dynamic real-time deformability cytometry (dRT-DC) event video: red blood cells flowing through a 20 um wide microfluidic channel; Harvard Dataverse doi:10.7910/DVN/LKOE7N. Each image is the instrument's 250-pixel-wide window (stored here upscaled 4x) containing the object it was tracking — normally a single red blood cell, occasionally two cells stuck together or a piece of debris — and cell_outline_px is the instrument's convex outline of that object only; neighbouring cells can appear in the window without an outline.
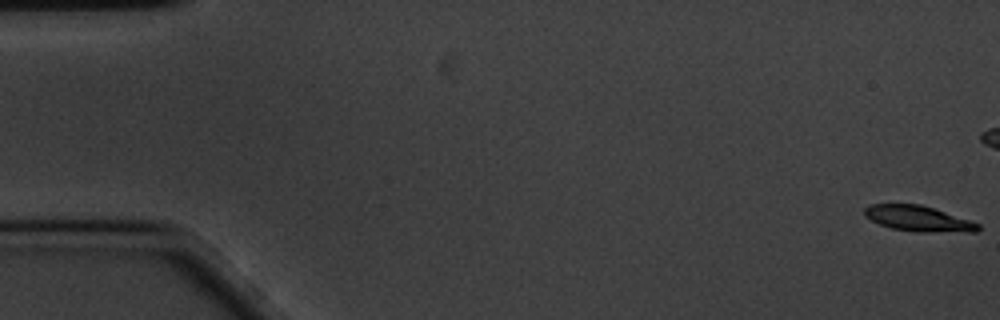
{"species": "common noctule bat (a hibernating species)", "species_latin": "Nyctalus noctula", "temperature_condition": "cold", "stored_images_in_passage": 61, "camera_frame_rate_fps": 3000, "um_per_image_px": 0.085, "animal": {"sex": "male", "body_mass_g": 20.1, "forearm_length_mm": 53.5}, "frame": {"image": 1, "passage_image": 1, "time_ms": 0.0, "image_size_px": [1000, 320], "cell_outline_px": [[980, 228], [976, 232], [920, 232], [892, 228], [880, 224], [864, 216], [864, 208], [868, 204], [920, 204], [980, 224]], "centroid_in_image_um": [78.03, 18.58], "position_along_channel_um": 7.0, "area_um2": 16.7}}
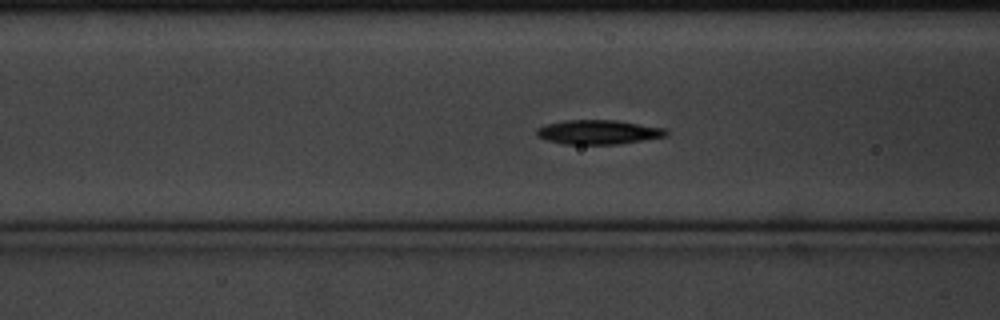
{"frame": {"image": 2, "passage_image": 23, "time_ms": 7.333, "image_size_px": [1000, 320], "cell_outline_px": [[668, 136], [616, 144], [564, 144], [548, 140], [536, 136], [536, 128], [548, 124], [564, 120], [616, 120], [668, 128]], "centroid_in_image_um": [50.89, 11.22], "position_along_channel_um": 115.7, "area_um2": 18.38}}
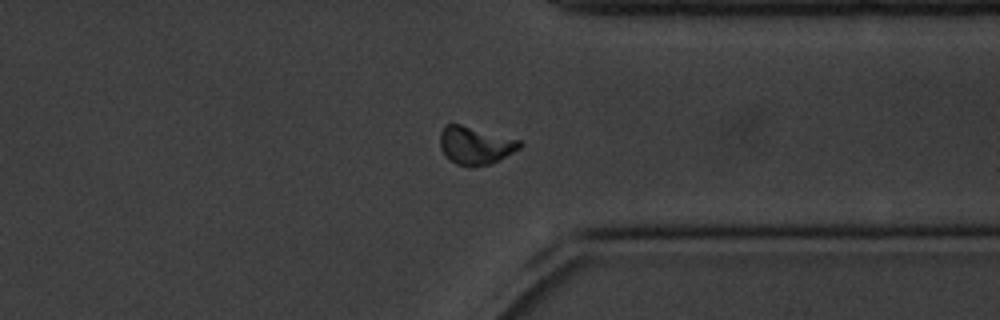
{"frame": {"image": 3, "passage_image": 46, "time_ms": 15.0, "image_size_px": [1000, 320], "cell_outline_px": [[524, 144], [520, 148], [500, 160], [488, 164], [472, 168], [456, 164], [448, 160], [444, 156], [440, 148], [440, 132], [444, 124], [460, 124], [520, 140]], "centroid_in_image_um": [40.37, 12.38], "position_along_channel_um": 371.0, "area_um2": 17.86}, "authors_computed_cell_mechanics": {"area_um2": 17.2822, "velocity_mm_per_s": 3.356, "shape_relaxation_time_tau1_ms": 3.9048, "shape_relaxation_time_tau2_ms": 4.887, "deformation_change_tau1": 0.1346, "deformation_change_tau2": 0.1013}}